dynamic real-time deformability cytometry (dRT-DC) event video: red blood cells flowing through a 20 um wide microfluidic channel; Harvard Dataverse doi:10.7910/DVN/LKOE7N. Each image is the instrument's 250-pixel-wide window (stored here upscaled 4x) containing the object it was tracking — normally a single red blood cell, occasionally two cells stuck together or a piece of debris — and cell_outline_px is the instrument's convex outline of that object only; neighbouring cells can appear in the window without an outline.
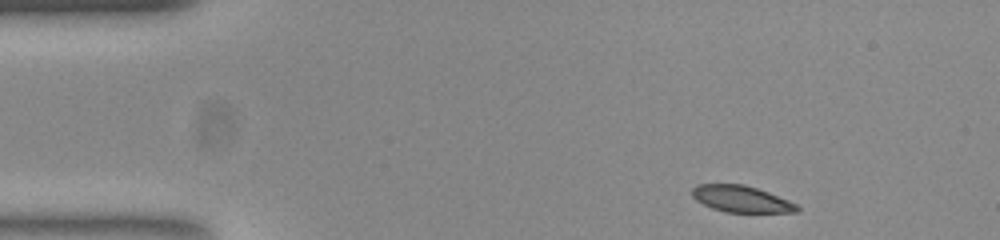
{"species": "common noctule bat (a hibernating species)", "species_latin": "Nyctalus noctula", "temperature_condition": "room temperature", "stored_images_in_passage": 47, "camera_frame_rate_fps": 3000, "um_per_image_px": 0.085, "animal": {"sex": "female", "body_mass_g": 23.0, "forearm_length_mm": 53.4}, "frame": {"image": 1, "passage_image": 1, "time_ms": 0.0, "image_size_px": [1000, 240], "cell_outline_px": [[800, 208], [796, 212], [724, 212], [712, 208], [696, 200], [692, 196], [692, 188], [696, 184], [744, 184], [768, 192], [788, 200], [796, 204]], "centroid_in_image_um": [62.98, 16.91], "position_along_channel_um": 22.0, "area_um2": 16.13}}
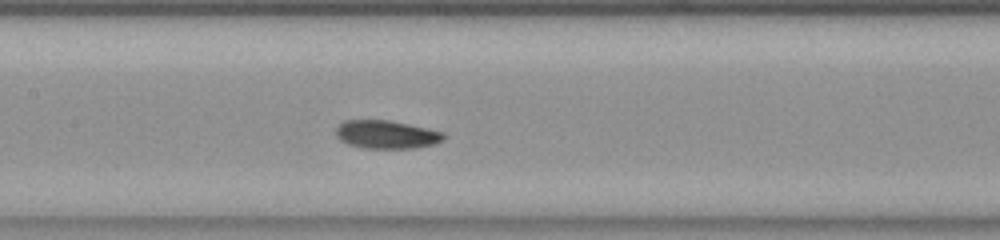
{"frame": {"image": 2, "passage_image": 19, "time_ms": 6.0, "image_size_px": [1000, 240], "cell_outline_px": [[448, 136], [444, 140], [436, 144], [416, 148], [364, 148], [348, 144], [340, 140], [336, 136], [336, 128], [344, 120], [388, 120], [428, 128], [444, 132]], "centroid_in_image_um": [32.9, 11.44], "position_along_channel_um": 174.5, "area_um2": 17.92}}
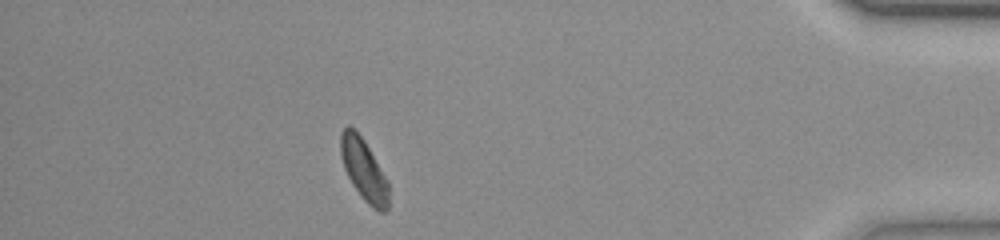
{"frame": {"image": 3, "passage_image": 41, "time_ms": 13.333, "image_size_px": [1000, 240], "cell_outline_px": [[388, 208], [384, 212], [380, 212], [372, 208], [364, 200], [352, 184], [344, 168], [340, 156], [340, 132], [348, 124], [356, 128], [364, 140], [388, 180]], "centroid_in_image_um": [30.9, 14.39], "position_along_channel_um": 404.3, "area_um2": 17.46}, "authors_computed_cell_mechanics": {"area_um2": 17.5134, "velocity_mm_per_s": 3.828, "shape_relaxation_time_tau1_ms": 7.4368, "shape_relaxation_time_tau2_ms": 5.95, "deformation_change_tau1": 0.1275, "deformation_change_tau2": 0.1137}}